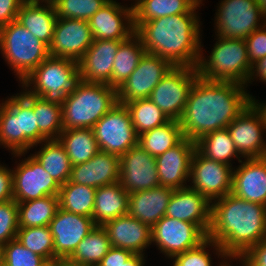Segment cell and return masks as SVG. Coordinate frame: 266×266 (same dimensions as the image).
<instances>
[{
  "mask_svg": "<svg viewBox=\"0 0 266 266\" xmlns=\"http://www.w3.org/2000/svg\"><path fill=\"white\" fill-rule=\"evenodd\" d=\"M246 87L234 82L195 80L181 119L184 138L196 142L207 133L225 129L250 104Z\"/></svg>",
  "mask_w": 266,
  "mask_h": 266,
  "instance_id": "cell-1",
  "label": "cell"
},
{
  "mask_svg": "<svg viewBox=\"0 0 266 266\" xmlns=\"http://www.w3.org/2000/svg\"><path fill=\"white\" fill-rule=\"evenodd\" d=\"M196 10L192 7L187 13L134 22L146 53L162 57L173 66L196 68L203 47Z\"/></svg>",
  "mask_w": 266,
  "mask_h": 266,
  "instance_id": "cell-2",
  "label": "cell"
},
{
  "mask_svg": "<svg viewBox=\"0 0 266 266\" xmlns=\"http://www.w3.org/2000/svg\"><path fill=\"white\" fill-rule=\"evenodd\" d=\"M207 238L216 242L226 256H243L266 239V206L232 193L212 201Z\"/></svg>",
  "mask_w": 266,
  "mask_h": 266,
  "instance_id": "cell-3",
  "label": "cell"
},
{
  "mask_svg": "<svg viewBox=\"0 0 266 266\" xmlns=\"http://www.w3.org/2000/svg\"><path fill=\"white\" fill-rule=\"evenodd\" d=\"M45 140L36 124L32 94L25 90L0 103V145L13 156L19 158Z\"/></svg>",
  "mask_w": 266,
  "mask_h": 266,
  "instance_id": "cell-4",
  "label": "cell"
},
{
  "mask_svg": "<svg viewBox=\"0 0 266 266\" xmlns=\"http://www.w3.org/2000/svg\"><path fill=\"white\" fill-rule=\"evenodd\" d=\"M117 103V89L79 80L61 101L63 130L92 129Z\"/></svg>",
  "mask_w": 266,
  "mask_h": 266,
  "instance_id": "cell-5",
  "label": "cell"
},
{
  "mask_svg": "<svg viewBox=\"0 0 266 266\" xmlns=\"http://www.w3.org/2000/svg\"><path fill=\"white\" fill-rule=\"evenodd\" d=\"M217 40L207 60L201 48L196 67L198 75L209 81L234 82L245 86L252 69L246 41L219 37Z\"/></svg>",
  "mask_w": 266,
  "mask_h": 266,
  "instance_id": "cell-6",
  "label": "cell"
},
{
  "mask_svg": "<svg viewBox=\"0 0 266 266\" xmlns=\"http://www.w3.org/2000/svg\"><path fill=\"white\" fill-rule=\"evenodd\" d=\"M0 50L20 83L49 56V47L17 21L0 28Z\"/></svg>",
  "mask_w": 266,
  "mask_h": 266,
  "instance_id": "cell-7",
  "label": "cell"
},
{
  "mask_svg": "<svg viewBox=\"0 0 266 266\" xmlns=\"http://www.w3.org/2000/svg\"><path fill=\"white\" fill-rule=\"evenodd\" d=\"M79 80L77 61L48 56L21 84L29 94L62 101Z\"/></svg>",
  "mask_w": 266,
  "mask_h": 266,
  "instance_id": "cell-8",
  "label": "cell"
},
{
  "mask_svg": "<svg viewBox=\"0 0 266 266\" xmlns=\"http://www.w3.org/2000/svg\"><path fill=\"white\" fill-rule=\"evenodd\" d=\"M198 77L197 68L174 66L154 87L149 99L170 120L179 121L184 112L191 88Z\"/></svg>",
  "mask_w": 266,
  "mask_h": 266,
  "instance_id": "cell-9",
  "label": "cell"
},
{
  "mask_svg": "<svg viewBox=\"0 0 266 266\" xmlns=\"http://www.w3.org/2000/svg\"><path fill=\"white\" fill-rule=\"evenodd\" d=\"M92 129L102 152L120 157L138 144L129 109L120 103L108 111Z\"/></svg>",
  "mask_w": 266,
  "mask_h": 266,
  "instance_id": "cell-10",
  "label": "cell"
},
{
  "mask_svg": "<svg viewBox=\"0 0 266 266\" xmlns=\"http://www.w3.org/2000/svg\"><path fill=\"white\" fill-rule=\"evenodd\" d=\"M219 4L215 15L219 38L245 40L263 26L259 22H266L256 0H222Z\"/></svg>",
  "mask_w": 266,
  "mask_h": 266,
  "instance_id": "cell-11",
  "label": "cell"
},
{
  "mask_svg": "<svg viewBox=\"0 0 266 266\" xmlns=\"http://www.w3.org/2000/svg\"><path fill=\"white\" fill-rule=\"evenodd\" d=\"M206 239L207 234L197 224L168 216L152 227V243L168 258L196 248Z\"/></svg>",
  "mask_w": 266,
  "mask_h": 266,
  "instance_id": "cell-12",
  "label": "cell"
},
{
  "mask_svg": "<svg viewBox=\"0 0 266 266\" xmlns=\"http://www.w3.org/2000/svg\"><path fill=\"white\" fill-rule=\"evenodd\" d=\"M232 172L231 165L208 159L196 149L191 159L189 187L212 202L231 193Z\"/></svg>",
  "mask_w": 266,
  "mask_h": 266,
  "instance_id": "cell-13",
  "label": "cell"
},
{
  "mask_svg": "<svg viewBox=\"0 0 266 266\" xmlns=\"http://www.w3.org/2000/svg\"><path fill=\"white\" fill-rule=\"evenodd\" d=\"M174 66L162 57L145 53L137 68L117 89L118 103H126L149 98L154 87Z\"/></svg>",
  "mask_w": 266,
  "mask_h": 266,
  "instance_id": "cell-14",
  "label": "cell"
},
{
  "mask_svg": "<svg viewBox=\"0 0 266 266\" xmlns=\"http://www.w3.org/2000/svg\"><path fill=\"white\" fill-rule=\"evenodd\" d=\"M12 170L13 199L17 203L59 195L61 186L32 155L21 160Z\"/></svg>",
  "mask_w": 266,
  "mask_h": 266,
  "instance_id": "cell-15",
  "label": "cell"
},
{
  "mask_svg": "<svg viewBox=\"0 0 266 266\" xmlns=\"http://www.w3.org/2000/svg\"><path fill=\"white\" fill-rule=\"evenodd\" d=\"M95 226L91 217L58 208L49 223L54 241L55 263L63 264Z\"/></svg>",
  "mask_w": 266,
  "mask_h": 266,
  "instance_id": "cell-16",
  "label": "cell"
},
{
  "mask_svg": "<svg viewBox=\"0 0 266 266\" xmlns=\"http://www.w3.org/2000/svg\"><path fill=\"white\" fill-rule=\"evenodd\" d=\"M119 183L127 193L160 186L156 159L139 144L120 157Z\"/></svg>",
  "mask_w": 266,
  "mask_h": 266,
  "instance_id": "cell-17",
  "label": "cell"
},
{
  "mask_svg": "<svg viewBox=\"0 0 266 266\" xmlns=\"http://www.w3.org/2000/svg\"><path fill=\"white\" fill-rule=\"evenodd\" d=\"M227 130L241 157L244 159L266 157V141L263 138L266 127L251 104L227 126Z\"/></svg>",
  "mask_w": 266,
  "mask_h": 266,
  "instance_id": "cell-18",
  "label": "cell"
},
{
  "mask_svg": "<svg viewBox=\"0 0 266 266\" xmlns=\"http://www.w3.org/2000/svg\"><path fill=\"white\" fill-rule=\"evenodd\" d=\"M88 21L57 18L49 56L79 61L93 43Z\"/></svg>",
  "mask_w": 266,
  "mask_h": 266,
  "instance_id": "cell-19",
  "label": "cell"
},
{
  "mask_svg": "<svg viewBox=\"0 0 266 266\" xmlns=\"http://www.w3.org/2000/svg\"><path fill=\"white\" fill-rule=\"evenodd\" d=\"M94 40L124 41L135 33L133 8L109 0L89 20Z\"/></svg>",
  "mask_w": 266,
  "mask_h": 266,
  "instance_id": "cell-20",
  "label": "cell"
},
{
  "mask_svg": "<svg viewBox=\"0 0 266 266\" xmlns=\"http://www.w3.org/2000/svg\"><path fill=\"white\" fill-rule=\"evenodd\" d=\"M195 150L196 142L184 138L175 147L155 157L160 186L172 189L189 186L187 182L190 179L191 159Z\"/></svg>",
  "mask_w": 266,
  "mask_h": 266,
  "instance_id": "cell-21",
  "label": "cell"
},
{
  "mask_svg": "<svg viewBox=\"0 0 266 266\" xmlns=\"http://www.w3.org/2000/svg\"><path fill=\"white\" fill-rule=\"evenodd\" d=\"M212 202L188 187L174 189L165 216L197 224L206 234L211 225Z\"/></svg>",
  "mask_w": 266,
  "mask_h": 266,
  "instance_id": "cell-22",
  "label": "cell"
},
{
  "mask_svg": "<svg viewBox=\"0 0 266 266\" xmlns=\"http://www.w3.org/2000/svg\"><path fill=\"white\" fill-rule=\"evenodd\" d=\"M121 42L118 40H93L92 45L78 61L80 80L88 83L107 84L111 87L114 58Z\"/></svg>",
  "mask_w": 266,
  "mask_h": 266,
  "instance_id": "cell-23",
  "label": "cell"
},
{
  "mask_svg": "<svg viewBox=\"0 0 266 266\" xmlns=\"http://www.w3.org/2000/svg\"><path fill=\"white\" fill-rule=\"evenodd\" d=\"M243 161L238 168H233L231 193L246 201L266 206V157Z\"/></svg>",
  "mask_w": 266,
  "mask_h": 266,
  "instance_id": "cell-24",
  "label": "cell"
},
{
  "mask_svg": "<svg viewBox=\"0 0 266 266\" xmlns=\"http://www.w3.org/2000/svg\"><path fill=\"white\" fill-rule=\"evenodd\" d=\"M110 239L111 245L144 255L152 244V227L126 214L106 222L102 226Z\"/></svg>",
  "mask_w": 266,
  "mask_h": 266,
  "instance_id": "cell-25",
  "label": "cell"
},
{
  "mask_svg": "<svg viewBox=\"0 0 266 266\" xmlns=\"http://www.w3.org/2000/svg\"><path fill=\"white\" fill-rule=\"evenodd\" d=\"M119 179V156L99 151L89 161L72 166L69 181L97 189L118 183Z\"/></svg>",
  "mask_w": 266,
  "mask_h": 266,
  "instance_id": "cell-26",
  "label": "cell"
},
{
  "mask_svg": "<svg viewBox=\"0 0 266 266\" xmlns=\"http://www.w3.org/2000/svg\"><path fill=\"white\" fill-rule=\"evenodd\" d=\"M172 188L158 186L129 193L127 214L153 227L166 214Z\"/></svg>",
  "mask_w": 266,
  "mask_h": 266,
  "instance_id": "cell-27",
  "label": "cell"
},
{
  "mask_svg": "<svg viewBox=\"0 0 266 266\" xmlns=\"http://www.w3.org/2000/svg\"><path fill=\"white\" fill-rule=\"evenodd\" d=\"M56 20L57 15L53 2H24L16 19L19 24L48 47L53 40Z\"/></svg>",
  "mask_w": 266,
  "mask_h": 266,
  "instance_id": "cell-28",
  "label": "cell"
},
{
  "mask_svg": "<svg viewBox=\"0 0 266 266\" xmlns=\"http://www.w3.org/2000/svg\"><path fill=\"white\" fill-rule=\"evenodd\" d=\"M129 193L118 182L96 189L92 219L96 226L126 215Z\"/></svg>",
  "mask_w": 266,
  "mask_h": 266,
  "instance_id": "cell-29",
  "label": "cell"
},
{
  "mask_svg": "<svg viewBox=\"0 0 266 266\" xmlns=\"http://www.w3.org/2000/svg\"><path fill=\"white\" fill-rule=\"evenodd\" d=\"M111 247L106 230L95 226L62 266H97Z\"/></svg>",
  "mask_w": 266,
  "mask_h": 266,
  "instance_id": "cell-30",
  "label": "cell"
},
{
  "mask_svg": "<svg viewBox=\"0 0 266 266\" xmlns=\"http://www.w3.org/2000/svg\"><path fill=\"white\" fill-rule=\"evenodd\" d=\"M41 150L31 154L46 172L61 186L70 179L72 163L58 139L41 142Z\"/></svg>",
  "mask_w": 266,
  "mask_h": 266,
  "instance_id": "cell-31",
  "label": "cell"
},
{
  "mask_svg": "<svg viewBox=\"0 0 266 266\" xmlns=\"http://www.w3.org/2000/svg\"><path fill=\"white\" fill-rule=\"evenodd\" d=\"M145 53L142 41L136 33L122 41L114 58L111 87L118 89L122 86Z\"/></svg>",
  "mask_w": 266,
  "mask_h": 266,
  "instance_id": "cell-32",
  "label": "cell"
},
{
  "mask_svg": "<svg viewBox=\"0 0 266 266\" xmlns=\"http://www.w3.org/2000/svg\"><path fill=\"white\" fill-rule=\"evenodd\" d=\"M58 140L67 152L72 166L89 161L100 151L91 128L63 130Z\"/></svg>",
  "mask_w": 266,
  "mask_h": 266,
  "instance_id": "cell-33",
  "label": "cell"
},
{
  "mask_svg": "<svg viewBox=\"0 0 266 266\" xmlns=\"http://www.w3.org/2000/svg\"><path fill=\"white\" fill-rule=\"evenodd\" d=\"M184 139L179 121L170 120L138 136V144L151 156H158Z\"/></svg>",
  "mask_w": 266,
  "mask_h": 266,
  "instance_id": "cell-34",
  "label": "cell"
},
{
  "mask_svg": "<svg viewBox=\"0 0 266 266\" xmlns=\"http://www.w3.org/2000/svg\"><path fill=\"white\" fill-rule=\"evenodd\" d=\"M17 204L19 227L49 226L59 208V197L45 196Z\"/></svg>",
  "mask_w": 266,
  "mask_h": 266,
  "instance_id": "cell-35",
  "label": "cell"
},
{
  "mask_svg": "<svg viewBox=\"0 0 266 266\" xmlns=\"http://www.w3.org/2000/svg\"><path fill=\"white\" fill-rule=\"evenodd\" d=\"M32 108L39 132L47 140L58 139L63 131L61 101L32 95Z\"/></svg>",
  "mask_w": 266,
  "mask_h": 266,
  "instance_id": "cell-36",
  "label": "cell"
},
{
  "mask_svg": "<svg viewBox=\"0 0 266 266\" xmlns=\"http://www.w3.org/2000/svg\"><path fill=\"white\" fill-rule=\"evenodd\" d=\"M196 149L206 158L231 165V158L241 162L227 128L205 134L196 141Z\"/></svg>",
  "mask_w": 266,
  "mask_h": 266,
  "instance_id": "cell-37",
  "label": "cell"
},
{
  "mask_svg": "<svg viewBox=\"0 0 266 266\" xmlns=\"http://www.w3.org/2000/svg\"><path fill=\"white\" fill-rule=\"evenodd\" d=\"M96 189L67 181L59 191V208L77 215L91 217Z\"/></svg>",
  "mask_w": 266,
  "mask_h": 266,
  "instance_id": "cell-38",
  "label": "cell"
},
{
  "mask_svg": "<svg viewBox=\"0 0 266 266\" xmlns=\"http://www.w3.org/2000/svg\"><path fill=\"white\" fill-rule=\"evenodd\" d=\"M131 114L136 134H140L159 127L170 121L149 98L139 99L125 104Z\"/></svg>",
  "mask_w": 266,
  "mask_h": 266,
  "instance_id": "cell-39",
  "label": "cell"
},
{
  "mask_svg": "<svg viewBox=\"0 0 266 266\" xmlns=\"http://www.w3.org/2000/svg\"><path fill=\"white\" fill-rule=\"evenodd\" d=\"M192 6L186 0H140L133 8L134 22L187 13Z\"/></svg>",
  "mask_w": 266,
  "mask_h": 266,
  "instance_id": "cell-40",
  "label": "cell"
},
{
  "mask_svg": "<svg viewBox=\"0 0 266 266\" xmlns=\"http://www.w3.org/2000/svg\"><path fill=\"white\" fill-rule=\"evenodd\" d=\"M16 239L48 263H55L54 241L49 226L19 227Z\"/></svg>",
  "mask_w": 266,
  "mask_h": 266,
  "instance_id": "cell-41",
  "label": "cell"
},
{
  "mask_svg": "<svg viewBox=\"0 0 266 266\" xmlns=\"http://www.w3.org/2000/svg\"><path fill=\"white\" fill-rule=\"evenodd\" d=\"M109 0H53L57 18L88 21Z\"/></svg>",
  "mask_w": 266,
  "mask_h": 266,
  "instance_id": "cell-42",
  "label": "cell"
},
{
  "mask_svg": "<svg viewBox=\"0 0 266 266\" xmlns=\"http://www.w3.org/2000/svg\"><path fill=\"white\" fill-rule=\"evenodd\" d=\"M47 263L16 238L1 247V266H45Z\"/></svg>",
  "mask_w": 266,
  "mask_h": 266,
  "instance_id": "cell-43",
  "label": "cell"
},
{
  "mask_svg": "<svg viewBox=\"0 0 266 266\" xmlns=\"http://www.w3.org/2000/svg\"><path fill=\"white\" fill-rule=\"evenodd\" d=\"M214 247V251L218 258H226V254L223 252V249L213 240L207 238L202 242L198 247L187 250L186 252L180 253L172 257L173 266H212V258L209 254L210 252L206 251V248Z\"/></svg>",
  "mask_w": 266,
  "mask_h": 266,
  "instance_id": "cell-44",
  "label": "cell"
},
{
  "mask_svg": "<svg viewBox=\"0 0 266 266\" xmlns=\"http://www.w3.org/2000/svg\"><path fill=\"white\" fill-rule=\"evenodd\" d=\"M18 204L12 199L0 203V247L17 236Z\"/></svg>",
  "mask_w": 266,
  "mask_h": 266,
  "instance_id": "cell-45",
  "label": "cell"
},
{
  "mask_svg": "<svg viewBox=\"0 0 266 266\" xmlns=\"http://www.w3.org/2000/svg\"><path fill=\"white\" fill-rule=\"evenodd\" d=\"M246 39L248 57L251 64L266 56V22Z\"/></svg>",
  "mask_w": 266,
  "mask_h": 266,
  "instance_id": "cell-46",
  "label": "cell"
},
{
  "mask_svg": "<svg viewBox=\"0 0 266 266\" xmlns=\"http://www.w3.org/2000/svg\"><path fill=\"white\" fill-rule=\"evenodd\" d=\"M242 266H266V239L252 246L243 256H233Z\"/></svg>",
  "mask_w": 266,
  "mask_h": 266,
  "instance_id": "cell-47",
  "label": "cell"
},
{
  "mask_svg": "<svg viewBox=\"0 0 266 266\" xmlns=\"http://www.w3.org/2000/svg\"><path fill=\"white\" fill-rule=\"evenodd\" d=\"M23 0H0V28L16 21Z\"/></svg>",
  "mask_w": 266,
  "mask_h": 266,
  "instance_id": "cell-48",
  "label": "cell"
},
{
  "mask_svg": "<svg viewBox=\"0 0 266 266\" xmlns=\"http://www.w3.org/2000/svg\"><path fill=\"white\" fill-rule=\"evenodd\" d=\"M13 199V170L0 164V203Z\"/></svg>",
  "mask_w": 266,
  "mask_h": 266,
  "instance_id": "cell-49",
  "label": "cell"
},
{
  "mask_svg": "<svg viewBox=\"0 0 266 266\" xmlns=\"http://www.w3.org/2000/svg\"><path fill=\"white\" fill-rule=\"evenodd\" d=\"M132 254L129 250L112 246L97 266H121Z\"/></svg>",
  "mask_w": 266,
  "mask_h": 266,
  "instance_id": "cell-50",
  "label": "cell"
},
{
  "mask_svg": "<svg viewBox=\"0 0 266 266\" xmlns=\"http://www.w3.org/2000/svg\"><path fill=\"white\" fill-rule=\"evenodd\" d=\"M259 79L262 82H266V56L258 59L255 63L252 64V69L249 75V79L245 87L248 86V83H251L254 78ZM259 77V78H258Z\"/></svg>",
  "mask_w": 266,
  "mask_h": 266,
  "instance_id": "cell-51",
  "label": "cell"
},
{
  "mask_svg": "<svg viewBox=\"0 0 266 266\" xmlns=\"http://www.w3.org/2000/svg\"><path fill=\"white\" fill-rule=\"evenodd\" d=\"M259 100H256L252 95H250V104L255 108L259 113L262 123L266 127V103H259Z\"/></svg>",
  "mask_w": 266,
  "mask_h": 266,
  "instance_id": "cell-52",
  "label": "cell"
},
{
  "mask_svg": "<svg viewBox=\"0 0 266 266\" xmlns=\"http://www.w3.org/2000/svg\"><path fill=\"white\" fill-rule=\"evenodd\" d=\"M144 256L141 254H132L121 266H144L146 261Z\"/></svg>",
  "mask_w": 266,
  "mask_h": 266,
  "instance_id": "cell-53",
  "label": "cell"
},
{
  "mask_svg": "<svg viewBox=\"0 0 266 266\" xmlns=\"http://www.w3.org/2000/svg\"><path fill=\"white\" fill-rule=\"evenodd\" d=\"M261 13L266 17V0H256Z\"/></svg>",
  "mask_w": 266,
  "mask_h": 266,
  "instance_id": "cell-54",
  "label": "cell"
},
{
  "mask_svg": "<svg viewBox=\"0 0 266 266\" xmlns=\"http://www.w3.org/2000/svg\"><path fill=\"white\" fill-rule=\"evenodd\" d=\"M193 8L198 9L203 0H186Z\"/></svg>",
  "mask_w": 266,
  "mask_h": 266,
  "instance_id": "cell-55",
  "label": "cell"
},
{
  "mask_svg": "<svg viewBox=\"0 0 266 266\" xmlns=\"http://www.w3.org/2000/svg\"><path fill=\"white\" fill-rule=\"evenodd\" d=\"M229 259V261L231 260V259H233V256H226V258H224V260L222 261V262H220V265L219 266H232V265H230L229 263H228V260ZM226 261V262H225ZM224 262V263H223Z\"/></svg>",
  "mask_w": 266,
  "mask_h": 266,
  "instance_id": "cell-56",
  "label": "cell"
},
{
  "mask_svg": "<svg viewBox=\"0 0 266 266\" xmlns=\"http://www.w3.org/2000/svg\"><path fill=\"white\" fill-rule=\"evenodd\" d=\"M24 2H53V0H23Z\"/></svg>",
  "mask_w": 266,
  "mask_h": 266,
  "instance_id": "cell-57",
  "label": "cell"
},
{
  "mask_svg": "<svg viewBox=\"0 0 266 266\" xmlns=\"http://www.w3.org/2000/svg\"><path fill=\"white\" fill-rule=\"evenodd\" d=\"M45 266H62V264H58V263H47Z\"/></svg>",
  "mask_w": 266,
  "mask_h": 266,
  "instance_id": "cell-58",
  "label": "cell"
},
{
  "mask_svg": "<svg viewBox=\"0 0 266 266\" xmlns=\"http://www.w3.org/2000/svg\"><path fill=\"white\" fill-rule=\"evenodd\" d=\"M140 0H135V3L132 5L131 4V7L134 8L138 3H139Z\"/></svg>",
  "mask_w": 266,
  "mask_h": 266,
  "instance_id": "cell-59",
  "label": "cell"
},
{
  "mask_svg": "<svg viewBox=\"0 0 266 266\" xmlns=\"http://www.w3.org/2000/svg\"><path fill=\"white\" fill-rule=\"evenodd\" d=\"M0 266H1V247H0Z\"/></svg>",
  "mask_w": 266,
  "mask_h": 266,
  "instance_id": "cell-60",
  "label": "cell"
}]
</instances>
